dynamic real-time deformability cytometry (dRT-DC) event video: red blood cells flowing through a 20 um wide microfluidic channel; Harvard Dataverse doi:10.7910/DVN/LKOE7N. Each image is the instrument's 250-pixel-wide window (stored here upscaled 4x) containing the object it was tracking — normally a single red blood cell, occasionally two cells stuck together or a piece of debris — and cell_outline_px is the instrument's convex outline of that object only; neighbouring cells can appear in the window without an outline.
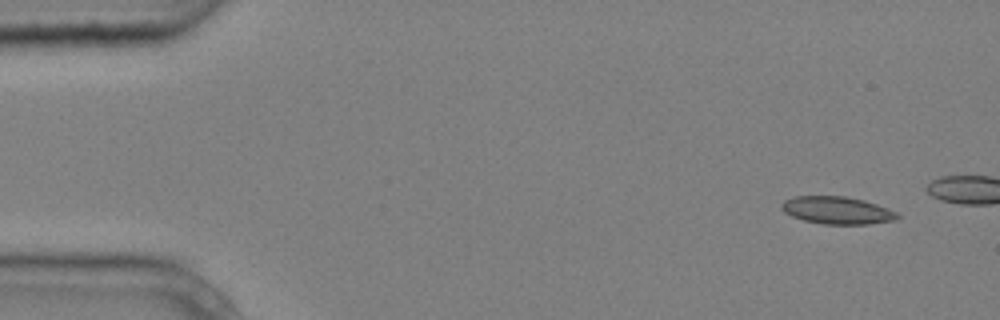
{"species": "common noctule bat (a hibernating species)", "species_latin": "Nyctalus noctula", "temperature_condition": "cold", "stored_images_in_passage": 4, "camera_frame_rate_fps": 3000, "um_per_image_px": 0.085, "animal": {"sex": "male", "body_mass_g": 20.4}, "frame": {"image": 1, "passage_image": 1, "time_ms": 0.0, "image_size_px": [1000, 320], "cell_outline_px": [[900, 216], [896, 220], [868, 224], [824, 224], [804, 220], [792, 216], [784, 212], [780, 208], [780, 204], [784, 200], [796, 196], [844, 196], [864, 200], [888, 208], [896, 212]], "centroid_in_image_um": [71.15, 17.87], "position_along_channel_um": 13.9, "area_um2": 18.55}}